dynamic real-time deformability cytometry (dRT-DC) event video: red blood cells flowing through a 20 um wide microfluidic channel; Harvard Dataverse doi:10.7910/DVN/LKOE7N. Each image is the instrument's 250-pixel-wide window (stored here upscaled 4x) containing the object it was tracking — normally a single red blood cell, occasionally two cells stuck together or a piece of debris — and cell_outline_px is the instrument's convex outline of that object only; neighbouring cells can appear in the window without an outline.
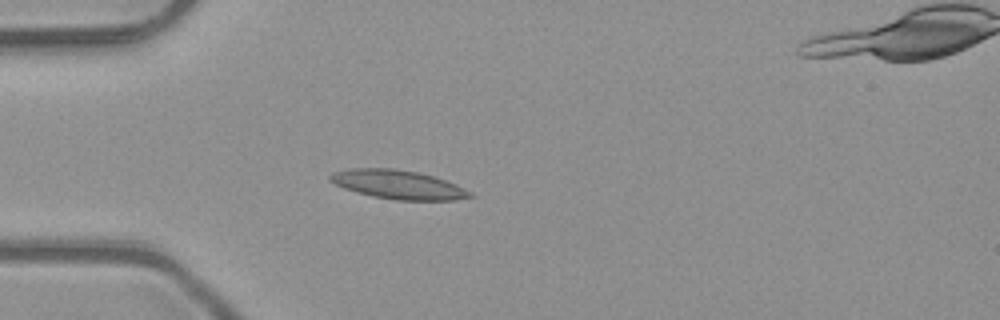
{"species": "common noctule bat (a hibernating species)", "species_latin": "Nyctalus noctula", "temperature_condition": "room temperature", "stored_images_in_passage": 39, "camera_frame_rate_fps": 3000, "um_per_image_px": 0.085, "animal": {"sex": "male", "body_mass_g": 23.1, "forearm_length_mm": 52.7}, "frame": {"image": 1, "passage_image": 2, "time_ms": 0.333, "image_size_px": [1000, 320], "cell_outline_px": [[476, 196], [456, 200], [396, 200], [372, 196], [356, 192], [344, 188], [328, 180], [328, 176], [332, 172], [352, 168], [392, 168], [416, 172], [432, 176], [456, 184], [472, 192]], "centroid_in_image_um": [33.84, 15.69], "position_along_channel_um": 51.2, "area_um2": 23.52}}
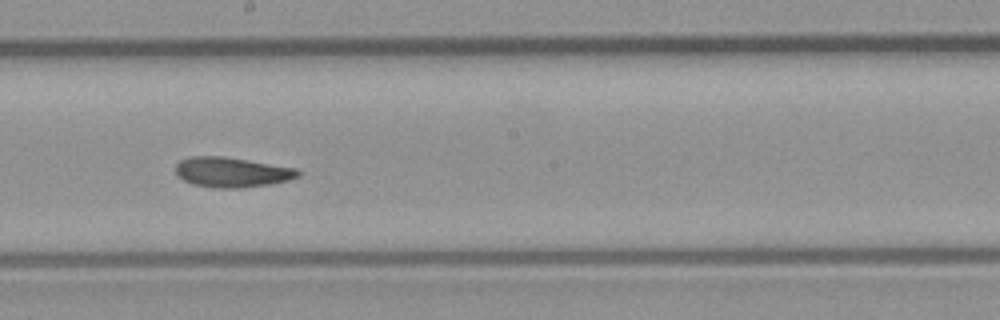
{"frame": {"image": 2, "passage_image": 16, "time_ms": 5.0, "image_size_px": [1000, 320], "cell_outline_px": [[300, 176], [288, 180], [268, 184], [244, 188], [216, 188], [192, 184], [184, 180], [176, 172], [176, 164], [180, 160], [188, 156], [224, 156], [296, 168], [300, 172]], "centroid_in_image_um": [19.7, 14.63], "position_along_channel_um": 228.5, "area_um2": 21.39}}
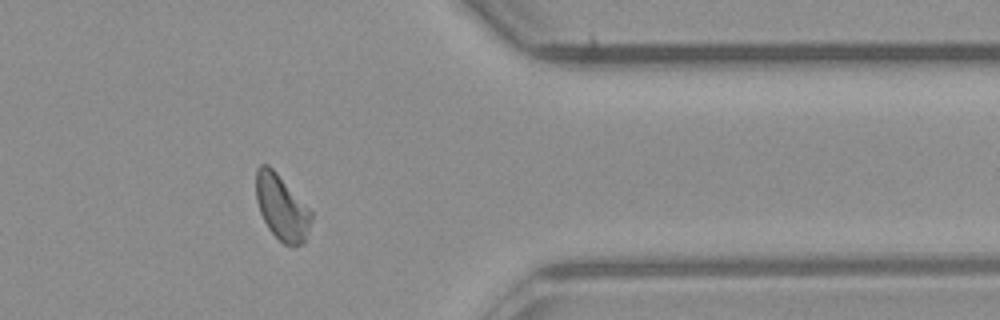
{"frame": {"image": 3, "passage_image": 29, "time_ms": 9.333, "image_size_px": [1000, 320], "cell_outline_px": [[312, 220], [304, 244], [292, 248], [284, 244], [268, 228], [260, 212], [256, 200], [256, 168], [260, 164], [268, 164], [276, 172], [312, 212]], "centroid_in_image_um": [23.95, 17.66], "position_along_channel_um": 387.5, "area_um2": 20.98}, "authors_computed_cell_mechanics": {"area_um2": 21.0392, "velocity_mm_per_s": 4.0484, "shape_relaxation_time_tau1_ms": 7.2349, "shape_relaxation_time_tau2_ms": 3.7832, "deformation_change_tau1": 0.158, "deformation_change_tau2": 0.1051}}